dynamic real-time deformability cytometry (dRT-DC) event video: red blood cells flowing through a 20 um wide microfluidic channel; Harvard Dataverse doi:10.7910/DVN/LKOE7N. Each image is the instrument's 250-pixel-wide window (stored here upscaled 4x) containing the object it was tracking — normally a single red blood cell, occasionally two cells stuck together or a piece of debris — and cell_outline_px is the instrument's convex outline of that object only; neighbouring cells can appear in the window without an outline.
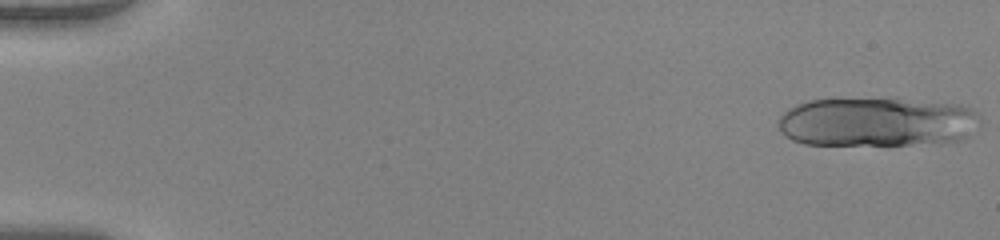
{"species": "human", "species_latin": "Homo sapiens", "temperature_condition": "warm", "stored_images_in_passage": 51, "segment_of_instrument_passage": [1, 2], "camera_frame_rate_fps": 3000, "um_per_image_px": 0.085, "donor": {"sex": "female"}, "frame": {"image": 1, "passage_image": 1, "time_ms": 0.0, "image_size_px": [1000, 240], "cell_outline_px": [[980, 124], [964, 140], [940, 144], [804, 144], [792, 140], [780, 132], [776, 124], [780, 116], [788, 108], [796, 104], [808, 100], [900, 100], [960, 104], [972, 108], [976, 112], [980, 120]], "centroid_in_image_um": [74.57, 10.39], "position_along_channel_um": 10.4, "area_um2": 57.86}}